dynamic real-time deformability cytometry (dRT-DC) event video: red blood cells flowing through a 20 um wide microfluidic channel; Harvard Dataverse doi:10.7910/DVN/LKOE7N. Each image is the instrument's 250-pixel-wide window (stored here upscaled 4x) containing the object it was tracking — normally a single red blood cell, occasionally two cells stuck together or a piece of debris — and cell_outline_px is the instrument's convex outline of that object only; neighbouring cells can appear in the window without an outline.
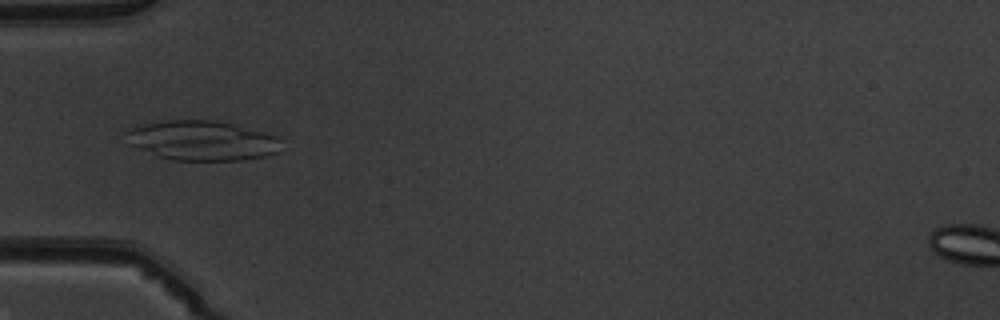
{"species": "common noctule bat (a hibernating species)", "species_latin": "Nyctalus noctula", "temperature_condition": "warm", "stored_images_in_passage": 51, "camera_frame_rate_fps": 3000, "um_per_image_px": 0.085, "animal": {"sex": "male", "body_mass_g": 19.5, "forearm_length_mm": 54.6}, "frame": {"image": 1, "passage_image": 17, "time_ms": 5.333, "image_size_px": [1000, 320], "cell_outline_px": [[280, 152], [268, 156], [240, 160], [172, 160], [160, 156], [128, 144], [124, 132], [128, 128], [144, 124], [164, 120], [216, 120], [280, 136]], "centroid_in_image_um": [17.19, 11.94], "position_along_channel_um": 67.8, "area_um2": 36.07}}
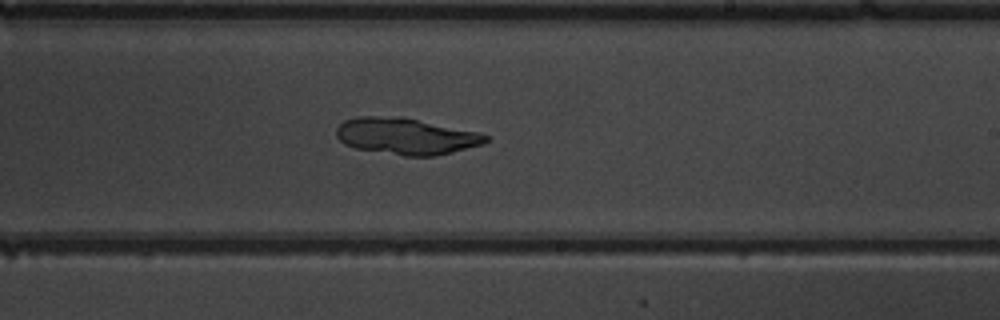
{"frame": {"image": 2, "passage_image": 31, "time_ms": 10.0, "image_size_px": [1000, 320], "cell_outline_px": [[488, 140], [484, 144], [436, 156], [404, 156], [356, 148], [344, 144], [336, 136], [336, 128], [344, 120], [356, 116], [404, 116], [480, 132], [488, 136]], "centroid_in_image_um": [34.52, 11.56], "position_along_channel_um": 254.5, "area_um2": 32.19}}
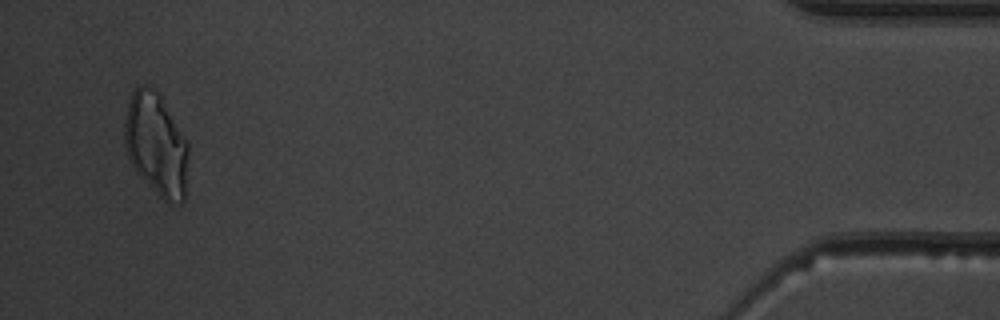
{"frame": {"image": 3, "passage_image": 49, "time_ms": 16.0, "image_size_px": [1000, 320], "cell_outline_px": [[188, 152], [184, 200], [180, 204], [168, 204], [136, 172], [128, 156], [124, 144], [124, 120], [128, 104], [132, 92], [140, 84], [148, 84], [160, 92], [188, 144]], "centroid_in_image_um": [13.27, 12.24], "position_along_channel_um": 421.9, "area_um2": 38.38}}